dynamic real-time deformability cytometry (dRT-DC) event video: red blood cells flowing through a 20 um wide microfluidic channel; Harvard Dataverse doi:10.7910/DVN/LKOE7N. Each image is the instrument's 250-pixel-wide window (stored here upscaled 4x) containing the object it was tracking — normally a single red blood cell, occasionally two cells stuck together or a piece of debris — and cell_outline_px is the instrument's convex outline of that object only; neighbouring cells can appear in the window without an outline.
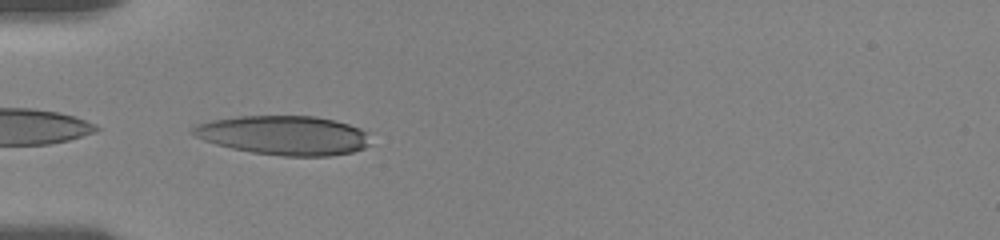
{"species": "human", "species_latin": "Homo sapiens", "temperature_condition": "room temperature", "stored_images_in_passage": 37, "camera_frame_rate_fps": 3000, "um_per_image_px": 0.085, "donor": {"sex": "female"}, "frame": {"image": 1, "passage_image": 1, "time_ms": 0.0, "image_size_px": [1000, 240], "cell_outline_px": [[372, 144], [364, 148], [352, 152], [328, 156], [284, 156], [252, 152], [232, 148], [216, 144], [204, 140], [196, 136], [192, 132], [192, 128], [196, 124], [212, 120], [236, 116], [316, 116], [348, 124], [360, 128], [364, 132]], "centroid_in_image_um": [24.13, 11.5], "position_along_channel_um": 60.9, "area_um2": 40.4}}
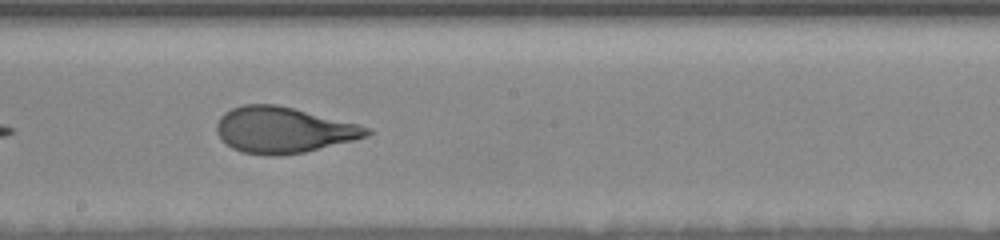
{"frame": {"image": 2, "passage_image": 15, "time_ms": 4.667, "image_size_px": [1000, 240], "cell_outline_px": [[372, 132], [368, 136], [304, 152], [280, 156], [276, 156], [240, 152], [232, 148], [216, 132], [216, 124], [220, 116], [224, 112], [232, 108], [244, 104], [276, 104], [360, 124], [372, 128]], "centroid_in_image_um": [24.09, 11.04], "position_along_channel_um": 224.1, "area_um2": 40.11}}
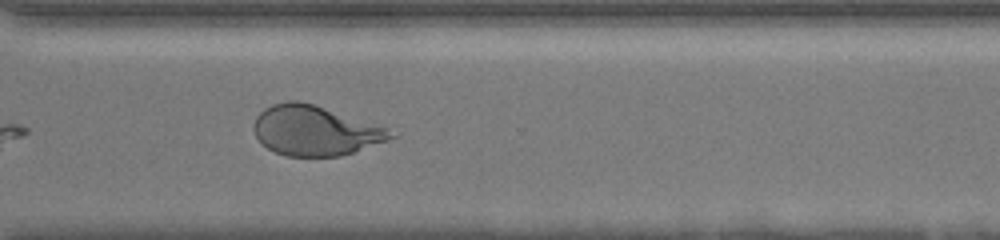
{"frame": {"image": 3, "passage_image": 25, "time_ms": 8.0, "image_size_px": [1000, 240], "cell_outline_px": [[400, 136], [340, 156], [288, 156], [276, 152], [268, 148], [256, 136], [252, 128], [256, 116], [264, 108], [272, 104], [288, 100], [300, 100], [316, 104], [388, 128]], "centroid_in_image_um": [26.79, 11.08], "position_along_channel_um": 343.8, "area_um2": 39.88}, "authors_computed_cell_mechanics": {"area_um2": 40.1132, "velocity_mm_per_s": 3.6065, "shape_relaxation_time_tau1_ms": 5.6496, "shape_relaxation_time_tau2_ms": 0.9258, "deformation_change_tau1": 0.2183, "deformation_change_tau2": 0.0828}}